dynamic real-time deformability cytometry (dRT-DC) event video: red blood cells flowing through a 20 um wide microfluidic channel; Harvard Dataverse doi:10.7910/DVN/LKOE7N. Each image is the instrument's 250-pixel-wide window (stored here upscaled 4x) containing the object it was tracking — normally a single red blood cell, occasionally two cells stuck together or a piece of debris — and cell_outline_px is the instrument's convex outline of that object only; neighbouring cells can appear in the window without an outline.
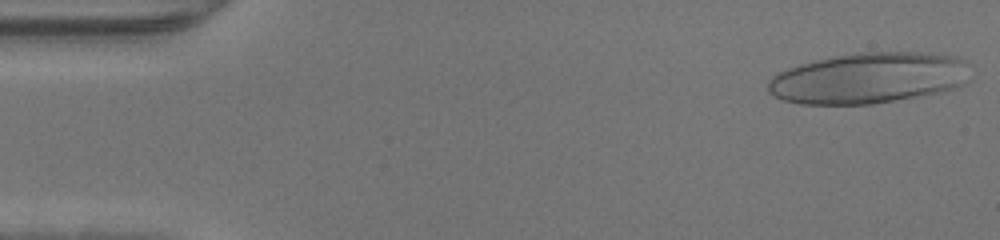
{"species": "human", "species_latin": "Homo sapiens", "temperature_condition": "warm", "stored_images_in_passage": 46, "camera_frame_rate_fps": 3000, "um_per_image_px": 0.085, "donor": {"sex": "male"}, "frame": {"image": 1, "passage_image": 1, "time_ms": 0.0, "image_size_px": [1000, 240], "cell_outline_px": [[964, 84], [940, 92], [872, 104], [800, 104], [784, 100], [772, 96], [768, 92], [768, 80], [772, 76], [788, 68], [800, 64], [832, 56], [856, 52], [916, 52], [956, 56], [964, 60]], "centroid_in_image_um": [73.74, 6.63], "position_along_channel_um": 11.3, "area_um2": 59.48}}
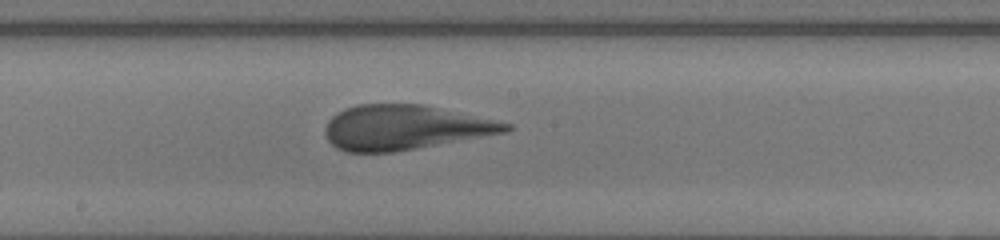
{"frame": {"image": 2, "passage_image": 24, "time_ms": 7.667, "image_size_px": [1000, 240], "cell_outline_px": [[512, 128], [508, 132], [392, 152], [344, 152], [336, 148], [328, 140], [324, 132], [324, 128], [328, 120], [332, 116], [344, 108], [356, 104], [424, 104], [496, 120], [512, 124]], "centroid_in_image_um": [34.37, 10.82], "position_along_channel_um": 213.8, "area_um2": 47.05}}
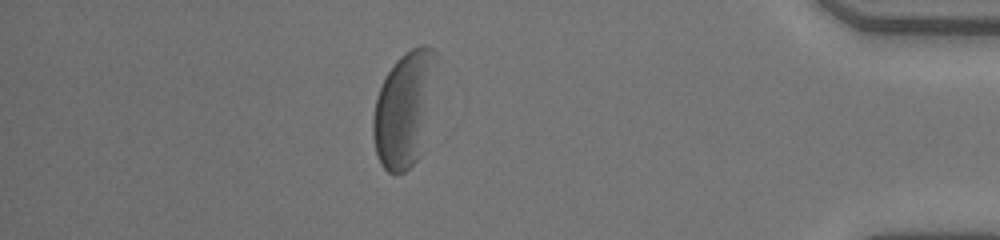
{"frame": {"image": 3, "passage_image": 40, "time_ms": 13.0, "image_size_px": [1000, 240], "cell_outline_px": [[440, 56], [424, 152], [404, 172], [388, 172], [380, 164], [376, 152], [372, 136], [372, 116], [376, 96], [388, 72], [396, 60], [404, 52], [420, 44], [424, 44], [432, 48]], "centroid_in_image_um": [34.42, 9.23], "position_along_channel_um": 400.8, "area_um2": 43.87}}